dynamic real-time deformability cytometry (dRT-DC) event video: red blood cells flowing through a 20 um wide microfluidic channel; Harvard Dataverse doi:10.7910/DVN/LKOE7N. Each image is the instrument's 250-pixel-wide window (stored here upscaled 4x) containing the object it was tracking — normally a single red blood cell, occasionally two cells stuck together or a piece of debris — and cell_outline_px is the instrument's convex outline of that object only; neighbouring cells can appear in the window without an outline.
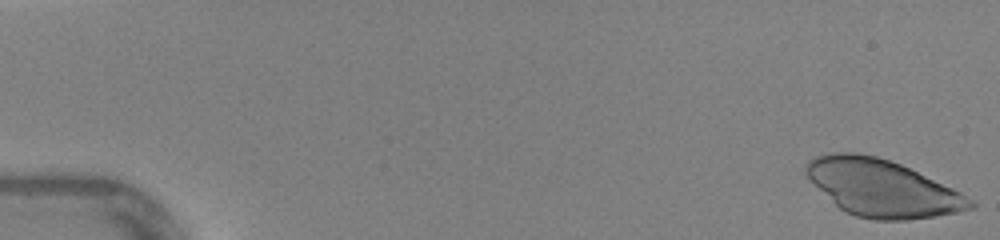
{"species": "human", "species_latin": "Homo sapiens", "temperature_condition": "warm", "stored_images_in_passage": 46, "camera_frame_rate_fps": 3000, "um_per_image_px": 0.085, "donor": {"sex": "female"}, "frame": {"image": 1, "passage_image": 1, "time_ms": 0.0, "image_size_px": [1000, 240], "cell_outline_px": [[976, 208], [936, 216], [908, 220], [872, 220], [856, 216], [844, 212], [804, 172], [804, 164], [808, 160], [816, 156], [832, 152], [852, 152], [876, 156], [900, 164], [952, 188], [960, 192], [972, 200], [976, 204]], "centroid_in_image_um": [74.99, 15.99], "position_along_channel_um": 10.0, "area_um2": 53.87}}
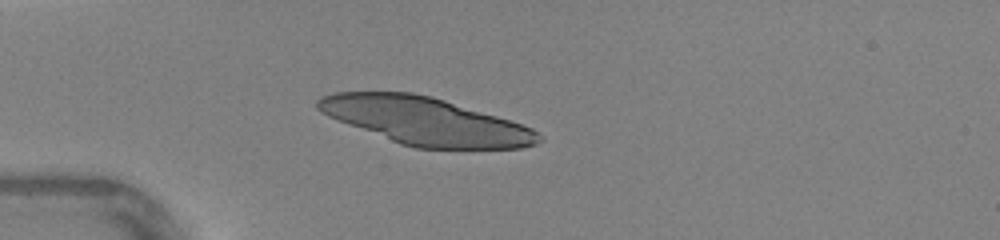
{"frame": {"image": 2, "passage_image": 13, "time_ms": 4.0, "image_size_px": [1000, 240], "cell_outline_px": [[544, 140], [536, 144], [520, 148], [416, 148], [400, 144], [328, 116], [320, 112], [316, 108], [316, 100], [320, 96], [336, 92], [412, 92], [444, 100], [496, 116], [532, 128]], "centroid_in_image_um": [36.12, 10.29], "position_along_channel_um": 48.9, "area_um2": 60.23}}